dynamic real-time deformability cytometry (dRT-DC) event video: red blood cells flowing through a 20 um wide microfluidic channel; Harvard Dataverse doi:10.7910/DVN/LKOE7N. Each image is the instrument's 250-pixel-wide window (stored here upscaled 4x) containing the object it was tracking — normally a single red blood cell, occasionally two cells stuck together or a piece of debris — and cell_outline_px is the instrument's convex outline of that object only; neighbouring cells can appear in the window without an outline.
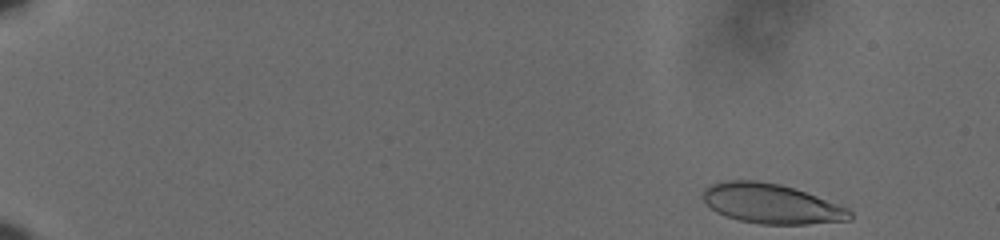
{"species": "human", "species_latin": "Homo sapiens", "temperature_condition": "cold", "stored_images_in_passage": 54, "camera_frame_rate_fps": 3000, "um_per_image_px": 0.085, "donor": {"sex": "male"}, "frame": {"image": 1, "passage_image": 1, "time_ms": 0.0, "image_size_px": [1000, 240], "cell_outline_px": [[852, 220], [808, 224], [760, 224], [740, 220], [716, 212], [704, 200], [704, 188], [712, 184], [728, 180], [756, 180], [780, 184], [816, 196], [848, 208], [852, 212]], "centroid_in_image_um": [65.59, 17.32], "position_along_channel_um": 19.4, "area_um2": 33.7}}
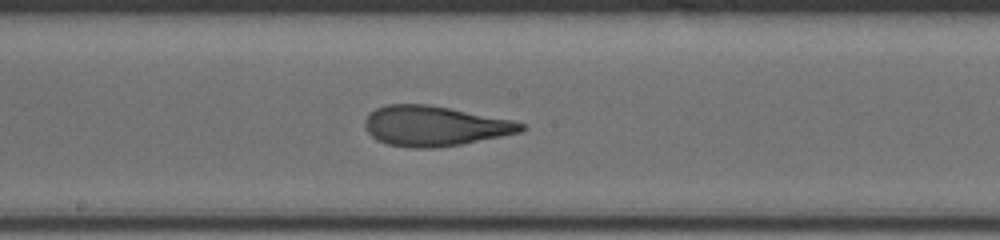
{"frame": {"image": 2, "passage_image": 30, "time_ms": 9.667, "image_size_px": [1000, 240], "cell_outline_px": [[528, 128], [520, 132], [460, 144], [432, 148], [408, 148], [388, 144], [376, 140], [368, 132], [364, 124], [364, 120], [376, 108], [388, 104], [428, 104], [512, 120], [524, 124]], "centroid_in_image_um": [36.92, 10.71], "position_along_channel_um": 211.3, "area_um2": 36.18}}
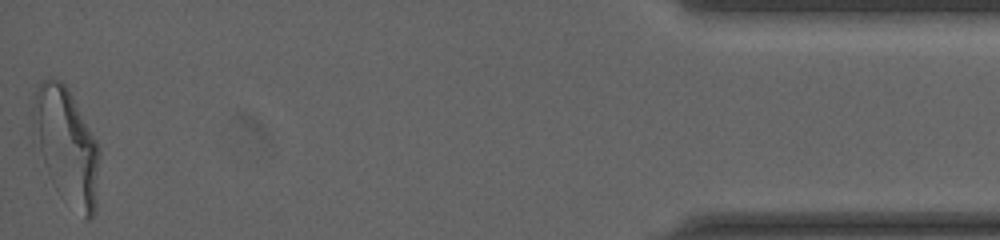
{"frame": {"image": 3, "passage_image": 54, "time_ms": 17.667, "image_size_px": [1000, 240], "cell_outline_px": [[100, 152], [96, 212], [88, 220], [84, 220], [44, 160], [40, 148], [32, 116], [32, 108], [36, 88], [44, 80], [60, 80], [68, 88], [96, 140]], "centroid_in_image_um": [5.73, 12.29], "position_along_channel_um": 429.5, "area_um2": 42.02}, "authors_computed_cell_mechanics": {"area_um2": 35.6915, "velocity_mm_per_s": 3.6322, "shape_relaxation_time_tau1_ms": 6.9231, "shape_relaxation_time_tau2_ms": 1.2171, "deformation_change_tau1": 0.2325, "deformation_change_tau2": 0.088}}